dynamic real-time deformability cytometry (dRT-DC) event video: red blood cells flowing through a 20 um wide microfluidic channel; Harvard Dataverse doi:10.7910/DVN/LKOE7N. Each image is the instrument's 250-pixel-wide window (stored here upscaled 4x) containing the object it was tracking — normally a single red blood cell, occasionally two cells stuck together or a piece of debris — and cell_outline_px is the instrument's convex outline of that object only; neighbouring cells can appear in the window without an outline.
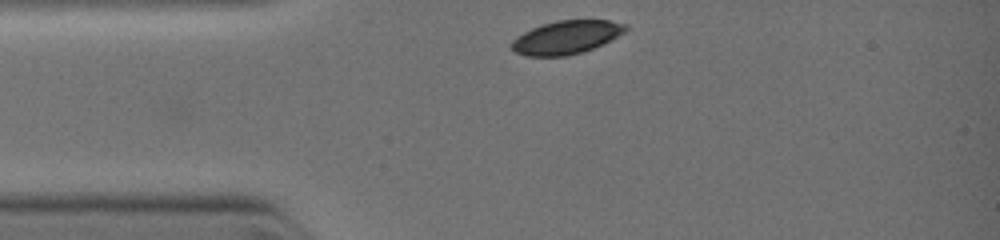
{"species": "common noctule bat (a hibernating species)", "species_latin": "Nyctalus noctula", "temperature_condition": "warm", "stored_images_in_passage": 29, "camera_frame_rate_fps": 3000, "um_per_image_px": 0.085, "animal": {"sex": "female", "body_mass_g": 19.0, "forearm_length_mm": 51.5}, "frame": {"image": 1, "passage_image": 1, "time_ms": 0.0, "image_size_px": [1000, 240], "cell_outline_px": [[628, 28], [624, 32], [592, 48], [580, 52], [564, 56], [528, 56], [516, 52], [512, 48], [512, 40], [516, 36], [532, 28], [556, 20], [608, 20], [628, 24]], "centroid_in_image_um": [48.12, 3.16], "position_along_channel_um": 36.9, "area_um2": 21.73}}
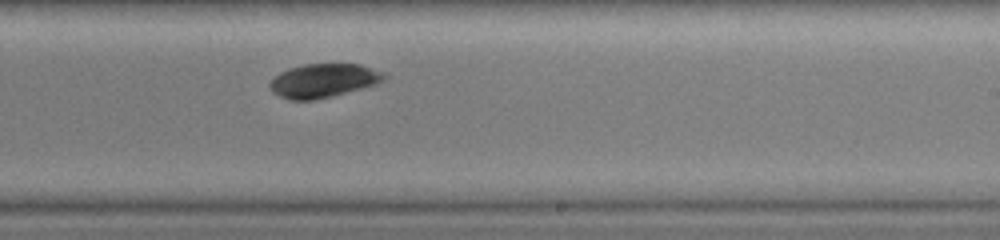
{"frame": {"image": 2, "passage_image": 20, "time_ms": 4.667, "image_size_px": [1000, 240], "cell_outline_px": [[388, 76], [384, 80], [376, 84], [332, 96], [316, 100], [292, 100], [280, 96], [272, 92], [268, 88], [268, 84], [280, 72], [288, 68], [304, 64], [360, 64], [384, 72]], "centroid_in_image_um": [27.48, 6.85], "position_along_channel_um": 261.5, "area_um2": 22.54}}
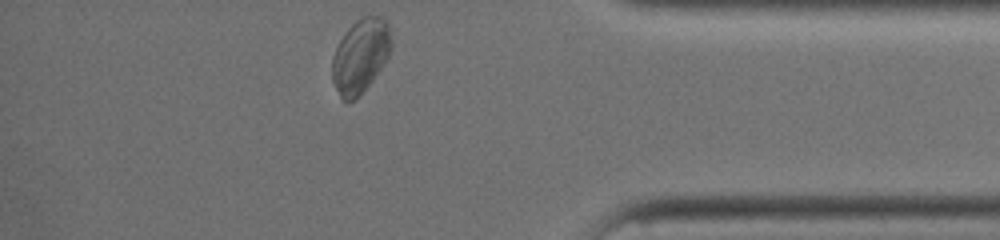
{"frame": {"image": 3, "passage_image": 29, "time_ms": 7.667, "image_size_px": [1000, 240], "cell_outline_px": [[392, 48], [384, 64], [372, 80], [356, 100], [348, 104], [340, 96], [332, 80], [332, 56], [340, 40], [348, 28], [356, 20], [364, 16], [384, 16], [388, 20], [392, 40]], "centroid_in_image_um": [30.66, 4.74], "position_along_channel_um": 404.5, "area_um2": 25.78}}